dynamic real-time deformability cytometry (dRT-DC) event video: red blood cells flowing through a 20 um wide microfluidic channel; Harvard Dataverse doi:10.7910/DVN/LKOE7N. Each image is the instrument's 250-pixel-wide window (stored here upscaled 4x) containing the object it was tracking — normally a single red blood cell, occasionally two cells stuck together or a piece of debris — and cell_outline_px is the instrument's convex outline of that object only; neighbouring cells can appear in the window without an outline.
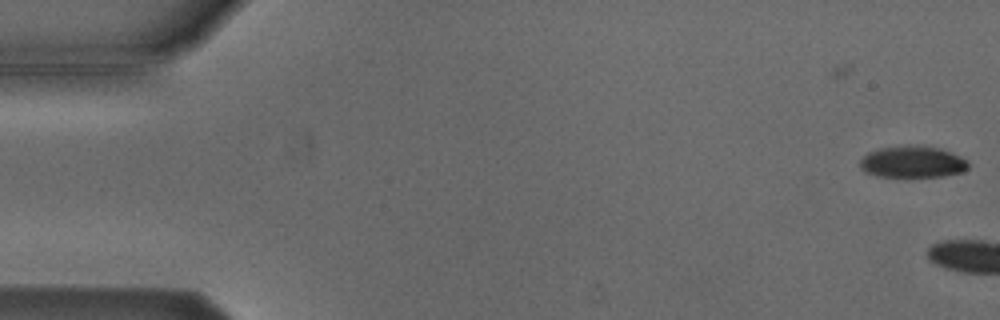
{"species": "Egyptian fruit bat (a non-hibernating species)", "species_latin": "Rousettus aegyptiacus", "temperature_condition": "cold", "stored_images_in_passage": 6, "camera_frame_rate_fps": 3000, "um_per_image_px": 0.085, "animal": {"sex": "male"}, "frame": {"image": 1, "passage_image": 6, "time_ms": 1.667, "image_size_px": [1000, 320], "cell_outline_px": [[968, 168], [964, 172], [944, 176], [908, 180], [880, 176], [864, 172], [860, 168], [860, 160], [868, 152], [880, 148], [912, 144], [920, 144], [940, 148], [960, 156], [968, 160]], "centroid_in_image_um": [77.58, 13.8], "position_along_channel_um": 7.4, "area_um2": 21.1}}